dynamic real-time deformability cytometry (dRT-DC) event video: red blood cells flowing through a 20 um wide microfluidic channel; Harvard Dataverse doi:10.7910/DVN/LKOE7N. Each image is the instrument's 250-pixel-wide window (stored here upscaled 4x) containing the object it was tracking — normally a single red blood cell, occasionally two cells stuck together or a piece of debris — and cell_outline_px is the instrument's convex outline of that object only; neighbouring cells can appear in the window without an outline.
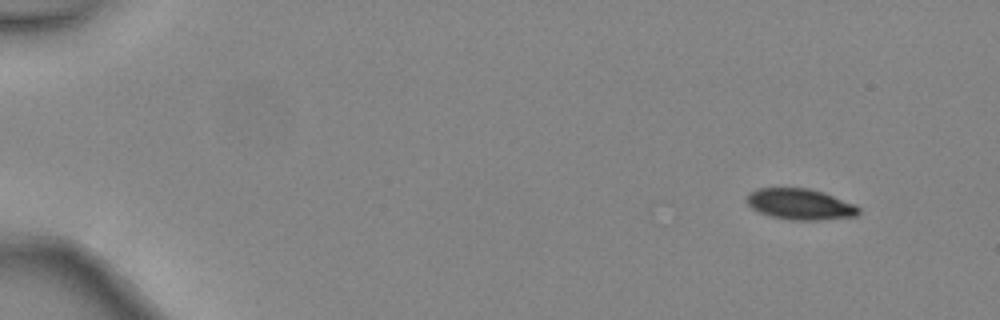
{"species": "common noctule bat (a hibernating species)", "species_latin": "Nyctalus noctula", "temperature_condition": "warm", "stored_images_in_passage": 27, "camera_frame_rate_fps": 3000, "um_per_image_px": 0.085, "animal": {"sex": "female", "body_mass_g": 24.6, "forearm_length_mm": 56.2}, "frame": {"image": 1, "passage_image": 4, "time_ms": 1.0, "image_size_px": [1000, 320], "cell_outline_px": [[860, 212], [856, 216], [820, 220], [788, 220], [772, 216], [760, 212], [752, 208], [744, 200], [748, 192], [756, 188], [808, 188], [824, 192], [856, 204], [860, 208]], "centroid_in_image_um": [68.01, 17.35], "position_along_channel_um": 17.0, "area_um2": 20.46}}
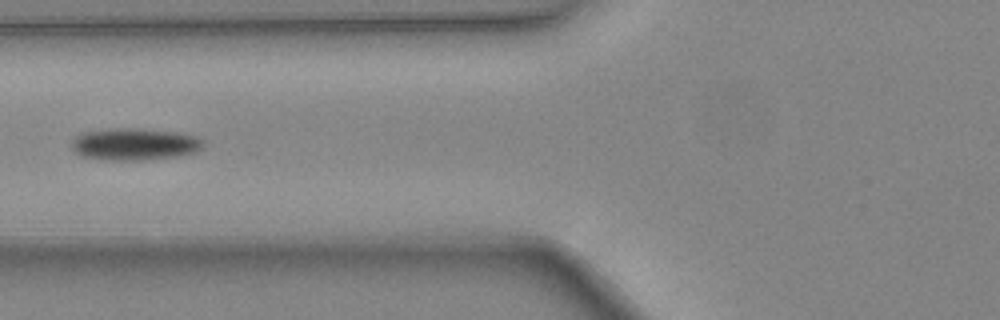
{"frame": {"image": 2, "passage_image": 20, "time_ms": 6.333, "image_size_px": [1000, 320], "cell_outline_px": [[204, 144], [196, 152], [176, 156], [144, 160], [100, 160], [84, 156], [76, 152], [72, 148], [72, 140], [76, 136], [84, 132], [108, 128], [140, 128], [176, 132], [196, 136], [204, 140]], "centroid_in_image_um": [11.43, 12.25], "position_along_channel_um": 114.4, "area_um2": 24.68}}
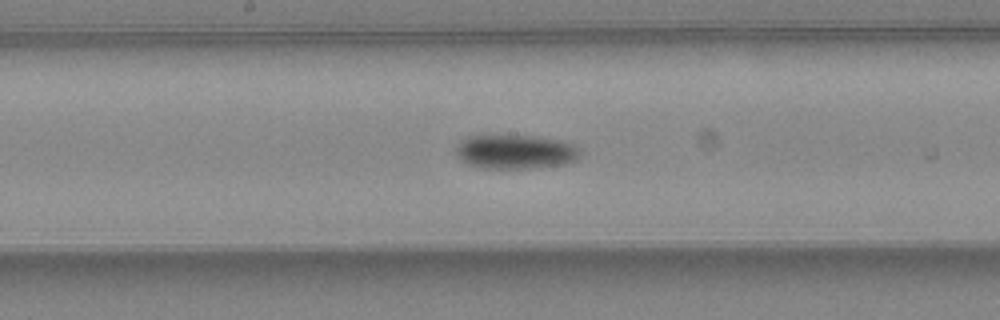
{"frame": {"image": 3, "passage_image": 26, "time_ms": 8.333, "image_size_px": [1000, 320], "cell_outline_px": [[580, 156], [576, 160], [568, 164], [536, 168], [480, 168], [468, 164], [460, 160], [452, 152], [456, 144], [460, 140], [468, 136], [532, 136], [560, 140], [572, 144], [580, 148]], "centroid_in_image_um": [43.77, 12.91], "position_along_channel_um": 204.4, "area_um2": 25.14}}